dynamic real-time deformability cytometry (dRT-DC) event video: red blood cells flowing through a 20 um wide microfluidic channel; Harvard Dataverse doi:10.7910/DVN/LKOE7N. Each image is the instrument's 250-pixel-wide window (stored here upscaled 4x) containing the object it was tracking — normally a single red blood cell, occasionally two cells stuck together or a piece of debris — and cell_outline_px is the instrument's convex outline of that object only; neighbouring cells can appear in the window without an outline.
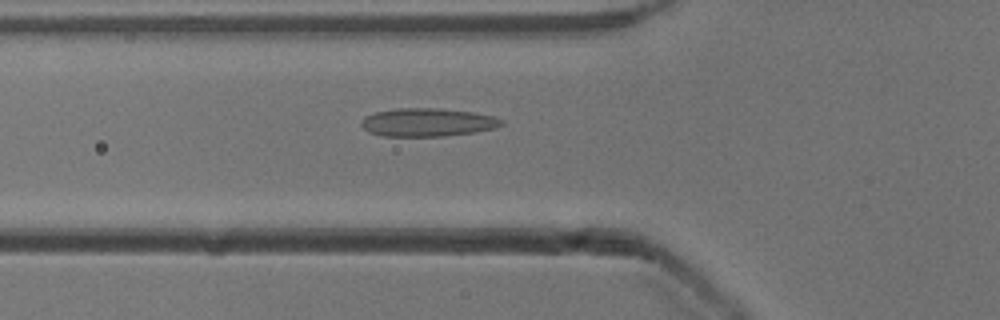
{"species": "common noctule bat (a hibernating species)", "species_latin": "Nyctalus noctula", "temperature_condition": "cold", "stored_images_in_passage": 52, "camera_frame_rate_fps": 3000, "um_per_image_px": 0.085, "animal": {"sex": "male", "body_mass_g": 13.3}, "frame": {"image": 1, "passage_image": 18, "time_ms": 5.667, "image_size_px": [1000, 320], "cell_outline_px": [[504, 124], [492, 128], [476, 132], [444, 136], [380, 136], [368, 132], [360, 124], [360, 120], [364, 116], [372, 112], [396, 108], [436, 108], [472, 112], [492, 116], [504, 120]], "centroid_in_image_um": [36.27, 10.39], "position_along_channel_um": 89.5, "area_um2": 23.24}}
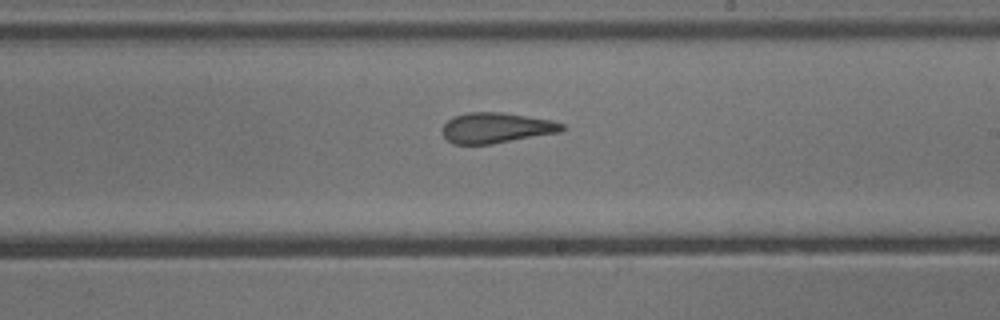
{"frame": {"image": 2, "passage_image": 30, "time_ms": 9.667, "image_size_px": [1000, 320], "cell_outline_px": [[568, 128], [560, 132], [492, 144], [452, 144], [440, 132], [444, 124], [452, 116], [468, 112], [500, 112], [552, 120], [564, 124]], "centroid_in_image_um": [42.17, 10.87], "position_along_channel_um": 246.8, "area_um2": 21.39}}
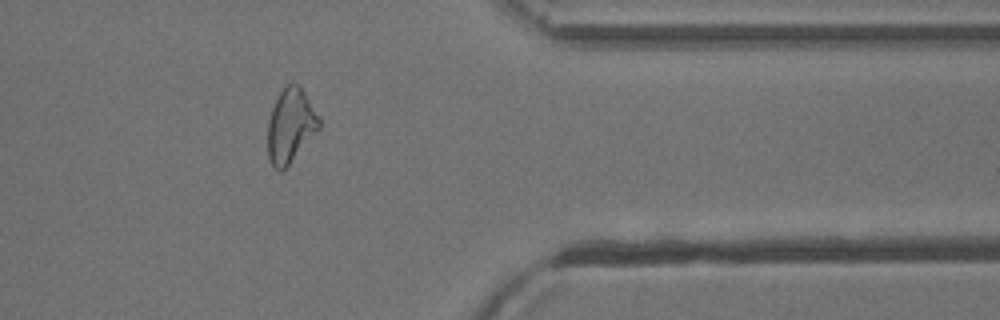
{"frame": {"image": 3, "passage_image": 42, "time_ms": 13.667, "image_size_px": [1000, 320], "cell_outline_px": [[320, 128], [288, 164], [280, 172], [272, 164], [268, 156], [268, 120], [272, 108], [280, 92], [288, 84], [300, 84], [320, 116]], "centroid_in_image_um": [24.71, 10.64], "position_along_channel_um": 386.7, "area_um2": 21.91}, "authors_computed_cell_mechanics": {"area_um2": 23.2356, "velocity_mm_per_s": 3.9135, "shape_relaxation_time_tau1_ms": null, "shape_relaxation_time_tau2_ms": 2.3135, "deformation_change_tau1": null, "deformation_change_tau2": 0.1097}}